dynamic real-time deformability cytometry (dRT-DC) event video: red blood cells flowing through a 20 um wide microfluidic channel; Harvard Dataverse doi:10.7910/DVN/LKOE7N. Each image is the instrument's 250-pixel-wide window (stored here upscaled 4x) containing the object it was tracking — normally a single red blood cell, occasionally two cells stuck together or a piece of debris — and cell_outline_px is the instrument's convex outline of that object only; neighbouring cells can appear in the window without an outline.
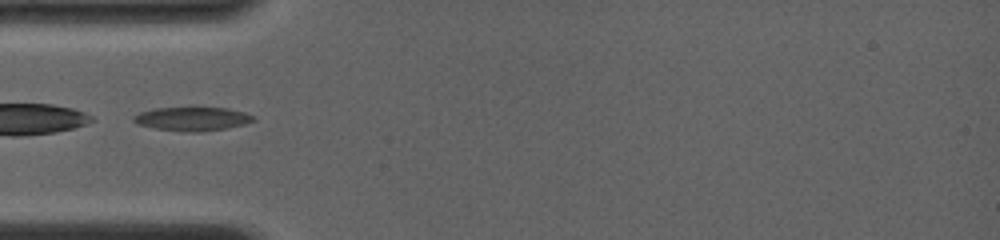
{"species": "common noctule bat (a hibernating species)", "species_latin": "Nyctalus noctula", "temperature_condition": "room temperature", "stored_images_in_passage": 32, "camera_frame_rate_fps": 4000, "um_per_image_px": 0.085, "animal": {"sex": "female", "body_mass_g": 19.0, "forearm_length_mm": 56.7}, "frame": {"image": 1, "passage_image": 1, "time_ms": 0.0, "image_size_px": [1000, 240], "cell_outline_px": [[256, 120], [244, 124], [228, 128], [200, 132], [184, 132], [156, 128], [136, 124], [132, 120], [132, 116], [140, 112], [156, 108], [228, 108], [244, 112], [256, 116]], "centroid_in_image_um": [16.36, 10.11], "position_along_channel_um": 68.6, "area_um2": 16.65}}
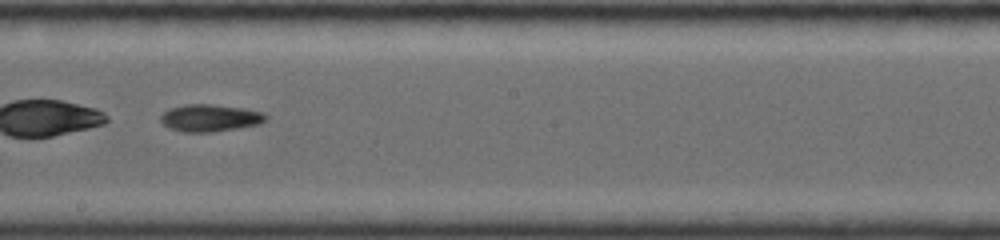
{"frame": {"image": 2, "passage_image": 21, "time_ms": 4.0, "image_size_px": [1000, 240], "cell_outline_px": [[268, 120], [260, 124], [212, 132], [184, 132], [168, 128], [160, 120], [160, 116], [164, 112], [172, 108], [188, 104], [212, 104], [244, 108], [264, 112], [268, 116]], "centroid_in_image_um": [17.9, 10.02], "position_along_channel_um": 230.3, "area_um2": 16.7}}
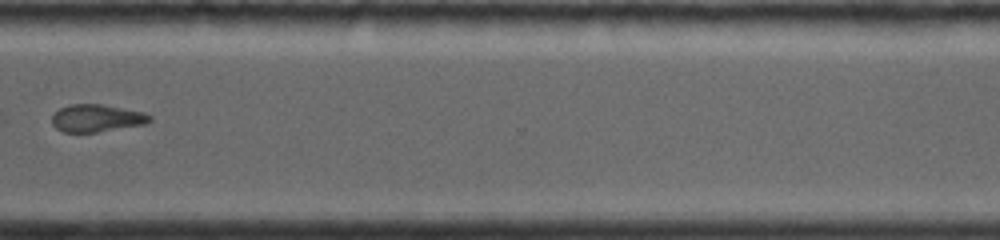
{"frame": {"image": 3, "passage_image": 30, "time_ms": 7.25, "image_size_px": [1000, 240], "cell_outline_px": [[152, 120], [144, 124], [96, 132], [64, 132], [56, 128], [52, 124], [52, 116], [60, 108], [72, 104], [100, 104], [144, 112], [152, 116]], "centroid_in_image_um": [8.22, 10.04], "position_along_channel_um": 362.4, "area_um2": 15.49}}